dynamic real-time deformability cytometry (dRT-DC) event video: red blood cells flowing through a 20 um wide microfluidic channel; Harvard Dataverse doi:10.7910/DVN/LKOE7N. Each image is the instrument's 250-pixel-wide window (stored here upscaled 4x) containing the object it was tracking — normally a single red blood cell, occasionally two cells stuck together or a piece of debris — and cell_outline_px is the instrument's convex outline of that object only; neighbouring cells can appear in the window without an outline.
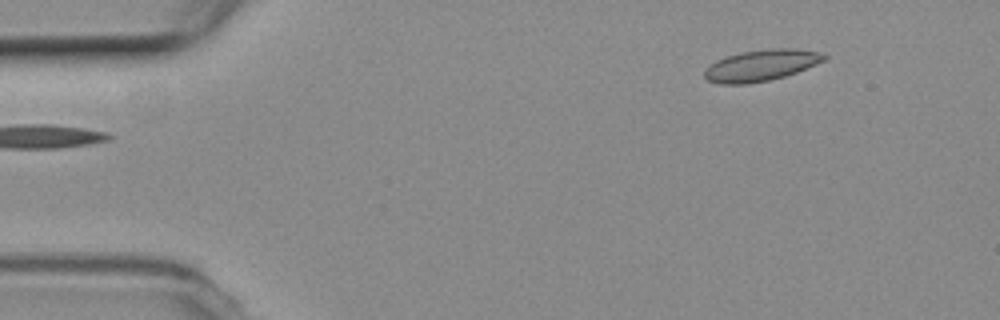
{"species": "common noctule bat (a hibernating species)", "species_latin": "Nyctalus noctula", "temperature_condition": "room temperature", "stored_images_in_passage": 50, "camera_frame_rate_fps": 3000, "um_per_image_px": 0.085, "animal": {"sex": "female", "body_mass_g": 19.3, "forearm_length_mm": 54.1}, "frame": {"image": 1, "passage_image": 1, "time_ms": 0.0, "image_size_px": [1000, 320], "cell_outline_px": [[828, 56], [824, 60], [816, 64], [796, 72], [784, 76], [768, 80], [748, 84], [720, 84], [708, 80], [704, 76], [704, 68], [716, 60], [724, 56], [740, 52], [772, 48], [796, 48], [820, 52]], "centroid_in_image_um": [64.66, 5.54], "position_along_channel_um": 20.3, "area_um2": 21.91}}
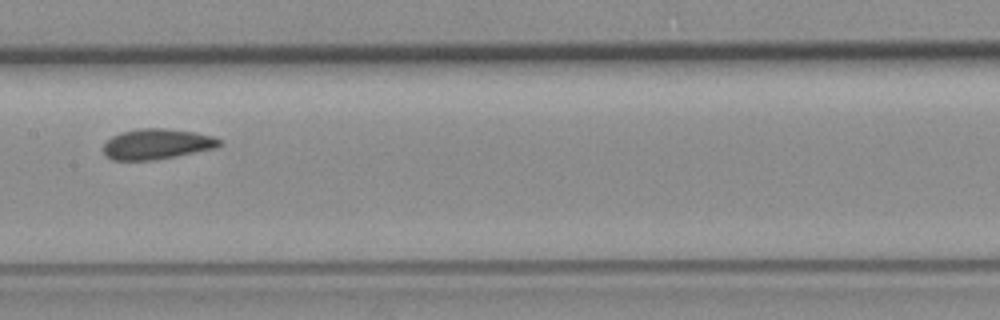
{"frame": {"image": 2, "passage_image": 22, "time_ms": 7.0, "image_size_px": [1000, 320], "cell_outline_px": [[224, 144], [216, 148], [176, 156], [152, 160], [112, 160], [104, 156], [104, 144], [112, 136], [120, 132], [140, 128], [164, 128], [192, 132], [212, 136], [220, 140]], "centroid_in_image_um": [13.32, 12.25], "position_along_channel_um": 194.1, "area_um2": 20.58}}
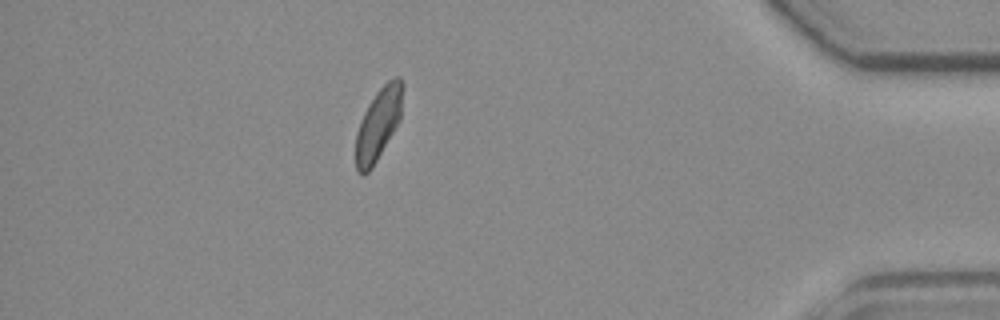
{"frame": {"image": 3, "passage_image": 43, "time_ms": 14.0, "image_size_px": [1000, 320], "cell_outline_px": [[404, 84], [400, 120], [372, 168], [368, 172], [356, 172], [356, 132], [360, 120], [368, 104], [376, 92], [388, 80], [396, 76], [400, 76]], "centroid_in_image_um": [32.17, 10.49], "position_along_channel_um": 403.0, "area_um2": 19.65}, "authors_computed_cell_mechanics": {"area_um2": 20.6924, "velocity_mm_per_s": 3.6844, "shape_relaxation_time_tau1_ms": 8.7653, "shape_relaxation_time_tau2_ms": 1.6541, "deformation_change_tau1": 0.1287, "deformation_change_tau2": 0.0434}}